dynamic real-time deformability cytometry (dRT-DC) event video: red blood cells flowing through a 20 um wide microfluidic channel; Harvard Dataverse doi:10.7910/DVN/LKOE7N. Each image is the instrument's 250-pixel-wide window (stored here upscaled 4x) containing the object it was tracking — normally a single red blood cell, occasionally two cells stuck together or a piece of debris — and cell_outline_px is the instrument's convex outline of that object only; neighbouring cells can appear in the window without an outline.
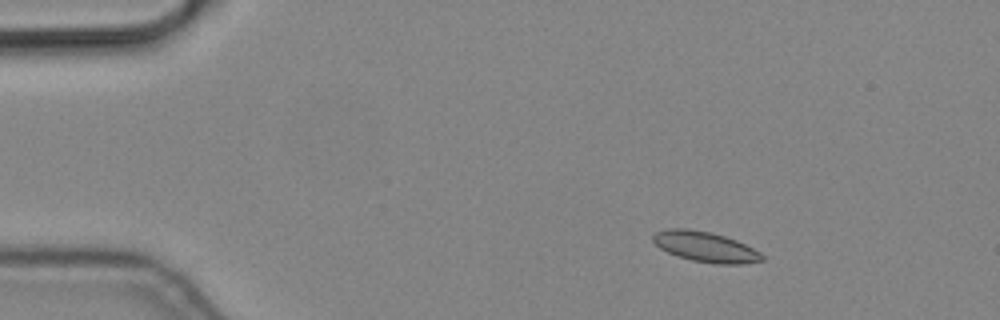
{"species": "common noctule bat (a hibernating species)", "species_latin": "Nyctalus noctula", "temperature_condition": "cold", "stored_images_in_passage": 6, "camera_frame_rate_fps": 3000, "um_per_image_px": 0.085, "animal": {"sex": "male", "body_mass_g": 19.2, "forearm_length_mm": 51.8}, "frame": {"image": 1, "passage_image": 3, "time_ms": 0.667, "image_size_px": [1000, 320], "cell_outline_px": [[764, 260], [740, 264], [716, 264], [692, 260], [668, 252], [660, 248], [652, 240], [652, 236], [656, 232], [668, 228], [688, 228], [712, 232], [736, 240], [760, 252], [764, 256]], "centroid_in_image_um": [59.95, 20.97], "position_along_channel_um": 25.0, "area_um2": 19.13}}
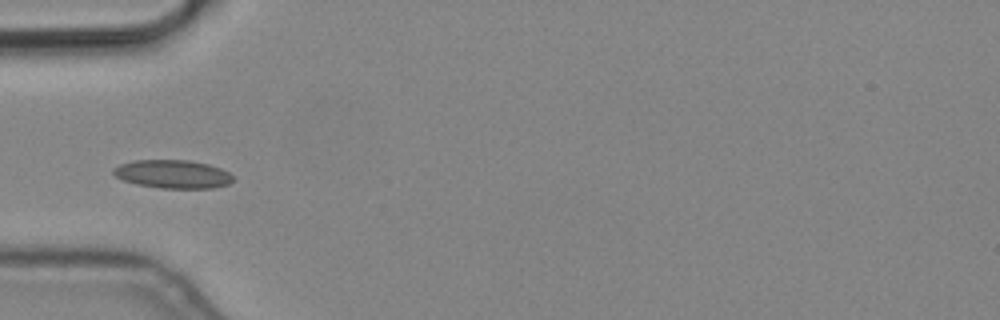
{"frame": {"image": 2, "passage_image": 6, "time_ms": 1.667, "image_size_px": [1000, 320], "cell_outline_px": [[232, 180], [228, 184], [212, 188], [160, 188], [136, 184], [124, 180], [116, 176], [112, 172], [112, 168], [120, 164], [132, 160], [188, 160], [208, 164], [220, 168], [228, 172], [232, 176]], "centroid_in_image_um": [14.65, 14.79], "position_along_channel_um": 70.3, "area_um2": 19.71}}